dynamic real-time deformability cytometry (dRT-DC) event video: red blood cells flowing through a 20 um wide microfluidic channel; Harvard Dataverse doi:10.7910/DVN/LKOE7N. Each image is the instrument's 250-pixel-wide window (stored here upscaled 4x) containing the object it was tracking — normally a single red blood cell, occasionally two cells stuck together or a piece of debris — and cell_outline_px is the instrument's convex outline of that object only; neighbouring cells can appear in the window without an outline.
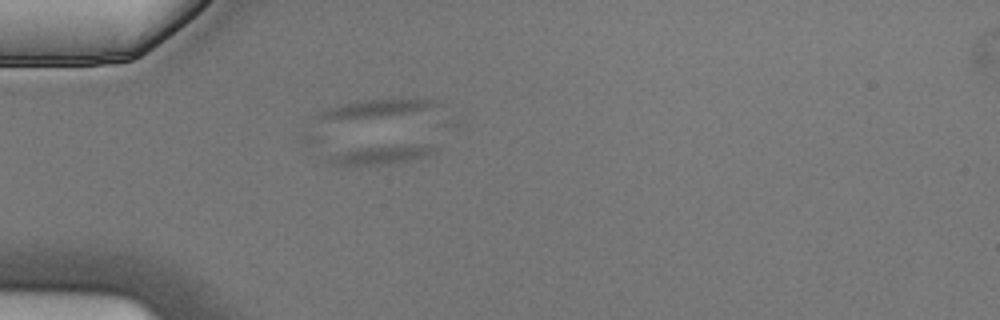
{"species": "Egyptian fruit bat (a non-hibernating species)", "species_latin": "Rousettus aegyptiacus", "temperature_condition": "cold", "stored_images_in_passage": 4, "camera_frame_rate_fps": 3000, "um_per_image_px": 0.085, "animal": {"sex": "male"}, "frame": {"image": 1, "passage_image": 4, "time_ms": 1.0, "image_size_px": [1000, 320], "cell_outline_px": [[440, 148], [424, 156], [408, 160], [388, 164], [328, 164], [324, 160], [328, 156], [344, 152], [364, 148], [424, 144], [432, 144]], "centroid_in_image_um": [32.44, 13.16], "position_along_channel_um": 52.6, "area_um2": 10.92}}